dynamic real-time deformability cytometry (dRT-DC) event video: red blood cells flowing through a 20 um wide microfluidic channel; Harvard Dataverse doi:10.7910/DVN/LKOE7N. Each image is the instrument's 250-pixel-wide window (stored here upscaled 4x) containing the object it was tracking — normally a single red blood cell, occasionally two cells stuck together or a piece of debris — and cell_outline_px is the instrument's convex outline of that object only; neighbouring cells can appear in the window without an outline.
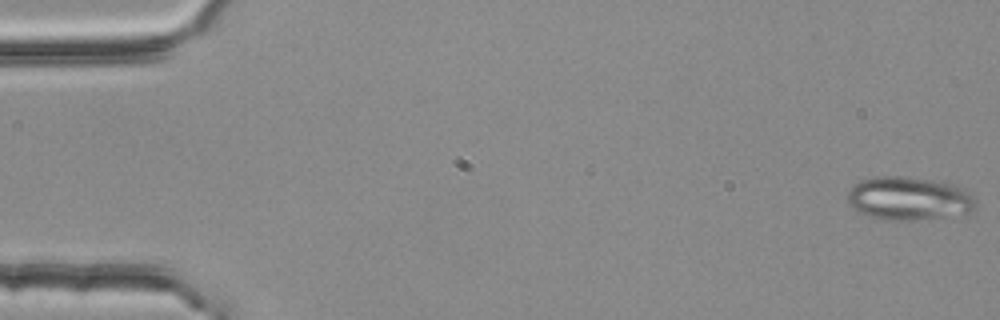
{"species": "common noctule bat (a hibernating species)", "species_latin": "Nyctalus noctula", "temperature_condition": "room temperature", "stored_images_in_passage": 55, "camera_frame_rate_fps": 3000, "um_per_image_px": 0.085, "animal": {"sex": "female", "body_mass_g": 25.1}, "frame": {"image": 1, "passage_image": 1, "time_ms": 0.0, "image_size_px": [1000, 320], "cell_outline_px": [[976, 208], [968, 212], [912, 220], [884, 220], [860, 212], [852, 208], [848, 204], [844, 196], [860, 180], [876, 176], [904, 176], [932, 180], [948, 184], [960, 188], [972, 196], [976, 200]], "centroid_in_image_um": [77.17, 16.86], "position_along_channel_um": 7.8, "area_um2": 31.91}}
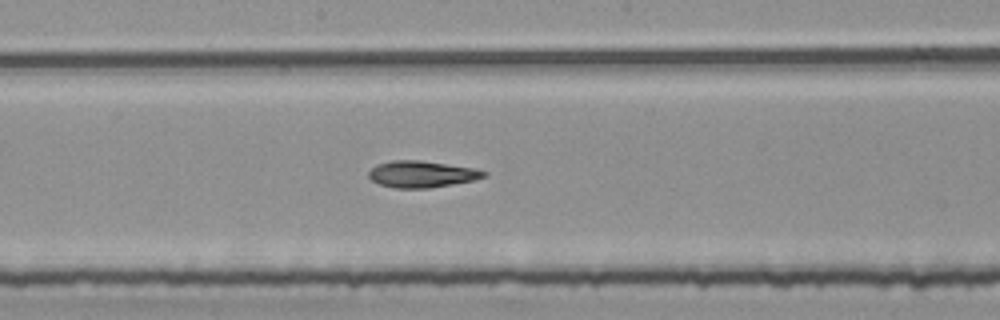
{"frame": {"image": 2, "passage_image": 29, "time_ms": 9.333, "image_size_px": [1000, 320], "cell_outline_px": [[488, 176], [472, 180], [452, 184], [428, 188], [396, 188], [380, 184], [372, 180], [368, 176], [368, 172], [376, 164], [392, 160], [420, 160], [472, 168], [488, 172]], "centroid_in_image_um": [35.82, 14.8], "position_along_channel_um": 212.4, "area_um2": 17.69}}
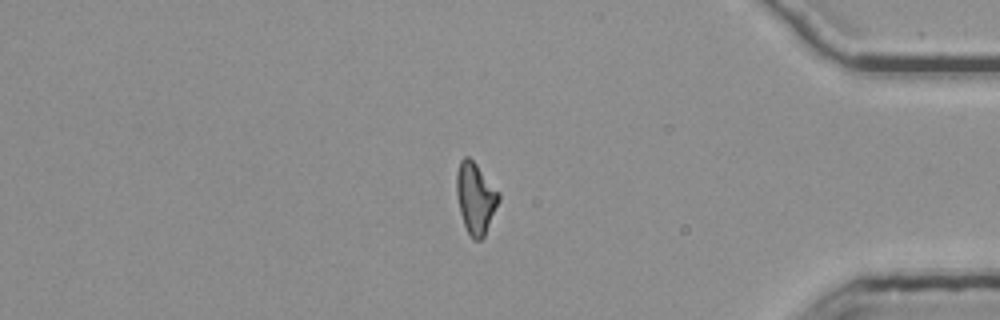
{"frame": {"image": 3, "passage_image": 46, "time_ms": 15.0, "image_size_px": [1000, 320], "cell_outline_px": [[500, 200], [484, 236], [480, 240], [472, 240], [464, 224], [460, 212], [456, 192], [456, 172], [460, 160], [464, 156], [468, 156], [476, 164], [500, 192]], "centroid_in_image_um": [40.42, 16.82], "position_along_channel_um": 394.8, "area_um2": 17.51}, "authors_computed_cell_mechanics": {"area_um2": 17.7446, "velocity_mm_per_s": 3.7947, "shape_relaxation_time_tau1_ms": null, "shape_relaxation_time_tau2_ms": 9.1649, "deformation_change_tau1": null, "deformation_change_tau2": 0.1632}}